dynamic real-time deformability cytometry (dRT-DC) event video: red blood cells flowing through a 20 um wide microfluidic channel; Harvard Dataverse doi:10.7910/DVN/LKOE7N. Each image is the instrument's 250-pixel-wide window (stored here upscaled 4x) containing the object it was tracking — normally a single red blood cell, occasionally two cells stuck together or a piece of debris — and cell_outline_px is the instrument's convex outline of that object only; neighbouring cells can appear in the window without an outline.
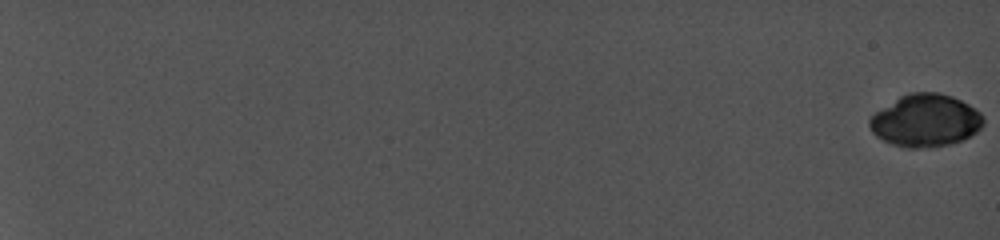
{"species": "common noctule bat (a hibernating species)", "species_latin": "Nyctalus noctula", "temperature_condition": "cold", "stored_images_in_passage": 34, "camera_frame_rate_fps": 5000, "um_per_image_px": 0.085, "animal": {"sex": "female", "body_mass_g": 19.0, "forearm_length_mm": 56.7}, "frame": {"image": 1, "passage_image": 1, "time_ms": 0.0, "image_size_px": [1000, 240], "cell_outline_px": [[984, 124], [976, 132], [960, 140], [948, 144], [916, 148], [908, 148], [892, 144], [876, 136], [872, 132], [868, 124], [868, 120], [876, 112], [900, 96], [908, 92], [940, 92], [952, 96], [968, 104], [980, 112], [984, 116]], "centroid_in_image_um": [78.66, 10.23], "position_along_channel_um": 6.3, "area_um2": 34.56}}